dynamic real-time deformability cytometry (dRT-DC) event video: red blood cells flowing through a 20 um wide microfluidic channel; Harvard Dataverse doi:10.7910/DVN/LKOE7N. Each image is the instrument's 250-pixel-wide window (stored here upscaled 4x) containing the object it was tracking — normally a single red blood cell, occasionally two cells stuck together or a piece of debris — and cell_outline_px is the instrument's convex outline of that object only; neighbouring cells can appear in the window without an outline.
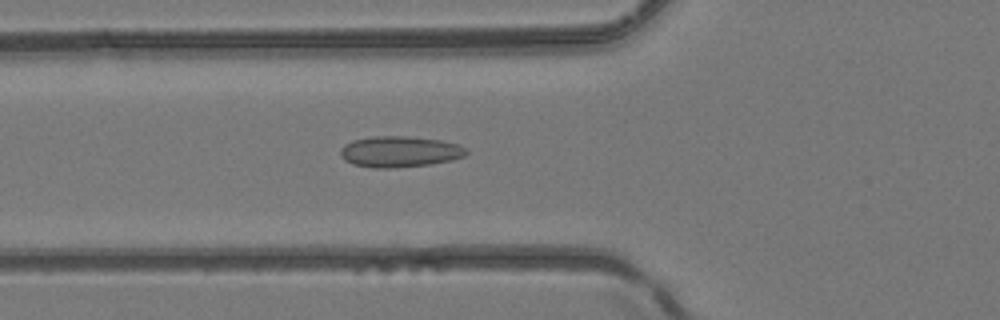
{"species": "common noctule bat (a hibernating species)", "species_latin": "Nyctalus noctula", "temperature_condition": "room temperature", "stored_images_in_passage": 47, "camera_frame_rate_fps": 3000, "um_per_image_px": 0.085, "animal": {"sex": "female", "body_mass_g": 24.6, "forearm_length_mm": 56.2}, "frame": {"image": 1, "passage_image": 15, "time_ms": 4.667, "image_size_px": [1000, 320], "cell_outline_px": [[468, 152], [464, 156], [452, 160], [428, 164], [392, 168], [372, 168], [352, 164], [344, 160], [340, 156], [340, 148], [344, 144], [352, 140], [376, 136], [408, 136], [440, 140], [460, 144]], "centroid_in_image_um": [33.94, 12.89], "position_along_channel_um": 91.9, "area_um2": 22.83}}
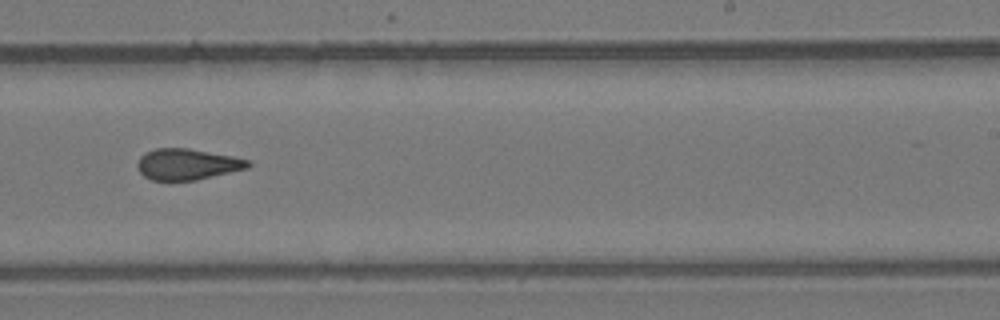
{"frame": {"image": 2, "passage_image": 28, "time_ms": 9.0, "image_size_px": [1000, 320], "cell_outline_px": [[252, 164], [248, 168], [196, 180], [152, 180], [144, 176], [140, 172], [136, 164], [140, 156], [144, 152], [156, 148], [188, 148], [232, 156], [248, 160]], "centroid_in_image_um": [15.89, 13.95], "position_along_channel_um": 273.1, "area_um2": 20.0}}
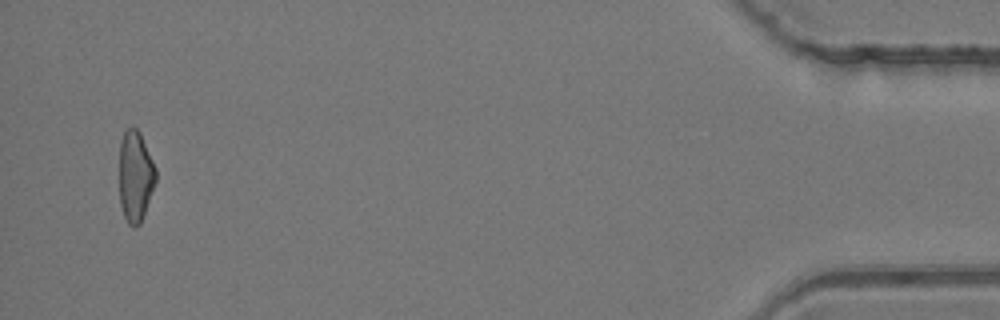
{"frame": {"image": 3, "passage_image": 45, "time_ms": 14.667, "image_size_px": [1000, 320], "cell_outline_px": [[156, 180], [140, 224], [132, 228], [128, 224], [124, 216], [120, 204], [120, 140], [124, 128], [132, 124], [140, 132], [156, 168]], "centroid_in_image_um": [11.49, 14.92], "position_along_channel_um": 423.7, "area_um2": 19.48}, "authors_computed_cell_mechanics": {"area_um2": 20.4034, "velocity_mm_per_s": 4.1645, "shape_relaxation_time_tau1_ms": null, "shape_relaxation_time_tau2_ms": 1.3685, "deformation_change_tau1": null, "deformation_change_tau2": 0.0957}}